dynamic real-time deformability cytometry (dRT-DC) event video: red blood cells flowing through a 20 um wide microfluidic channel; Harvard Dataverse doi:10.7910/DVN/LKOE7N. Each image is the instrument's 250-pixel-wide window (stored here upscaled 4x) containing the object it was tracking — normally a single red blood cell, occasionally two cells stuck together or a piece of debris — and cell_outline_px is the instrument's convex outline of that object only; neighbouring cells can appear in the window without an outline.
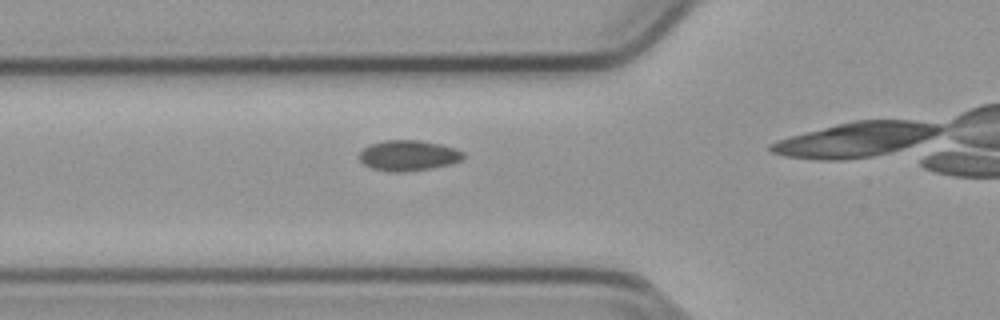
{"species": "common noctule bat (a hibernating species)", "species_latin": "Nyctalus noctula", "temperature_condition": "cold", "stored_images_in_passage": 16, "camera_frame_rate_fps": 3000, "um_per_image_px": 0.085, "animal": {"sex": "male", "body_mass_g": 23.1, "forearm_length_mm": 52.7}, "frame": {"image": 1, "passage_image": 12, "time_ms": 3.667, "image_size_px": [1000, 320], "cell_outline_px": [[464, 156], [460, 160], [452, 164], [432, 168], [404, 172], [388, 172], [372, 168], [364, 164], [360, 160], [360, 152], [364, 148], [372, 144], [384, 140], [420, 140], [440, 144], [456, 148], [464, 152]], "centroid_in_image_um": [34.73, 13.22], "position_along_channel_um": 91.1, "area_um2": 18.55}}